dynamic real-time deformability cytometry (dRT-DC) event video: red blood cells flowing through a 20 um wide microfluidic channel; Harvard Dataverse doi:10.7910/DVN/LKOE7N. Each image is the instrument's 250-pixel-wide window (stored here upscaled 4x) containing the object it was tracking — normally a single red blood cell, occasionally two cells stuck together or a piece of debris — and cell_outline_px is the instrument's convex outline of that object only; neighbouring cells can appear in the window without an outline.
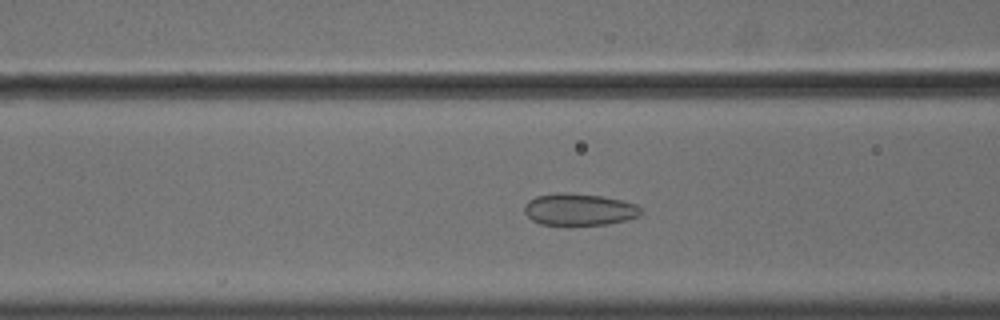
{"species": "common noctule bat (a hibernating species)", "species_latin": "Nyctalus noctula", "temperature_condition": "cold", "stored_images_in_passage": 57, "camera_frame_rate_fps": 3000, "um_per_image_px": 0.085, "animal": {"sex": "male", "body_mass_g": 18.8}, "frame": {"image": 1, "passage_image": 24, "time_ms": 7.667, "image_size_px": [1000, 320], "cell_outline_px": [[644, 212], [636, 216], [624, 220], [608, 224], [540, 224], [532, 220], [524, 212], [524, 204], [528, 200], [536, 196], [556, 192], [564, 192], [600, 196], [620, 200], [636, 204]], "centroid_in_image_um": [49.18, 17.79], "position_along_channel_um": 117.4, "area_um2": 21.44}}
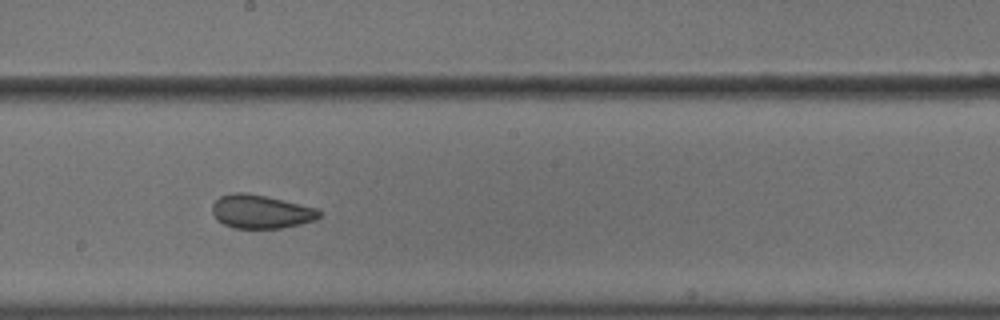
{"frame": {"image": 2, "passage_image": 33, "time_ms": 10.667, "image_size_px": [1000, 320], "cell_outline_px": [[324, 212], [316, 220], [300, 224], [280, 228], [232, 228], [216, 220], [212, 212], [212, 204], [220, 196], [232, 192], [244, 192], [264, 196], [316, 208]], "centroid_in_image_um": [22.16, 17.99], "position_along_channel_um": 226.0, "area_um2": 20.92}}
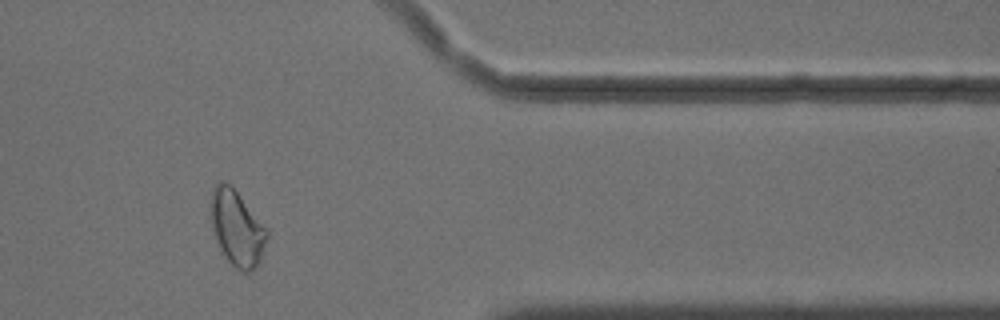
{"frame": {"image": 3, "passage_image": 48, "time_ms": 15.667, "image_size_px": [1000, 320], "cell_outline_px": [[268, 236], [260, 264], [256, 268], [248, 272], [244, 272], [236, 268], [220, 252], [212, 232], [208, 212], [208, 208], [212, 192], [216, 184], [220, 180], [224, 180], [232, 184], [268, 232]], "centroid_in_image_um": [20.08, 19.37], "position_along_channel_um": 391.3, "area_um2": 25.37}, "authors_computed_cell_mechanics": {"area_um2": 24.9118, "velocity_mm_per_s": 3.6052, "shape_relaxation_time_tau1_ms": 9.3829, "shape_relaxation_time_tau2_ms": 1.6954, "deformation_change_tau1": 0.1037, "deformation_change_tau2": 0.0706}}